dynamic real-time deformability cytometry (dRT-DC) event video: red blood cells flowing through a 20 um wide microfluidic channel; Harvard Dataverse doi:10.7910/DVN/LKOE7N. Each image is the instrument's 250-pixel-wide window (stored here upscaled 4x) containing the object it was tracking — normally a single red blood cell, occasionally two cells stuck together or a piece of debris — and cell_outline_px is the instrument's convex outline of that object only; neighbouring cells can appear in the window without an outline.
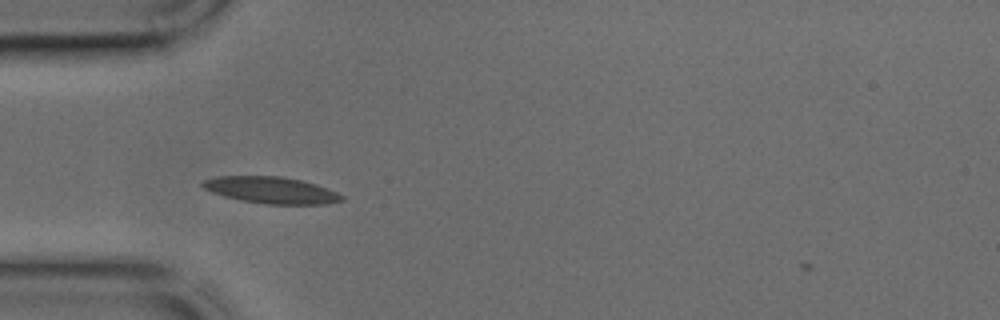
{"species": "common noctule bat (a hibernating species)", "species_latin": "Nyctalus noctula", "temperature_condition": "cold", "stored_images_in_passage": 32, "camera_frame_rate_fps": 3000, "um_per_image_px": 0.085, "animal": {"sex": "male", "body_mass_g": 17.9, "forearm_length_mm": 54.2}, "frame": {"image": 1, "passage_image": 1, "time_ms": 0.0, "image_size_px": [1000, 320], "cell_outline_px": [[344, 200], [324, 204], [268, 204], [244, 200], [224, 196], [212, 192], [204, 188], [200, 184], [204, 180], [216, 176], [280, 176], [300, 180], [316, 184], [336, 192], [344, 196]], "centroid_in_image_um": [23.05, 16.15], "position_along_channel_um": 61.9, "area_um2": 21.33}}
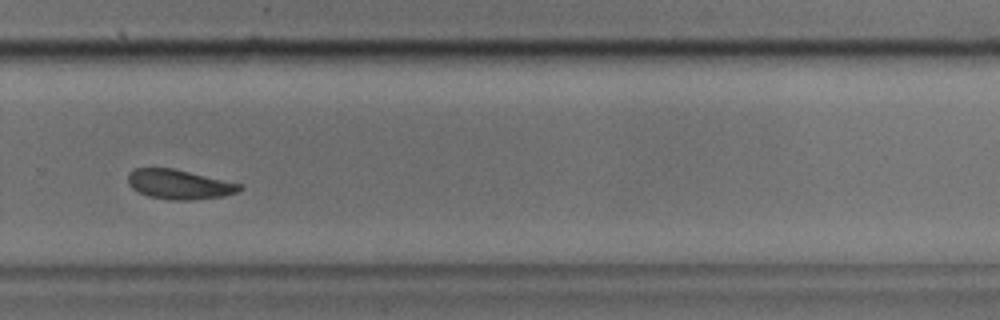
{"frame": {"image": 2, "passage_image": 18, "time_ms": 5.667, "image_size_px": [1000, 320], "cell_outline_px": [[244, 188], [240, 192], [224, 196], [192, 200], [176, 200], [148, 196], [132, 188], [128, 184], [128, 172], [136, 168], [172, 168], [244, 184]], "centroid_in_image_um": [15.29, 15.67], "position_along_channel_um": 314.5, "area_um2": 19.36}}
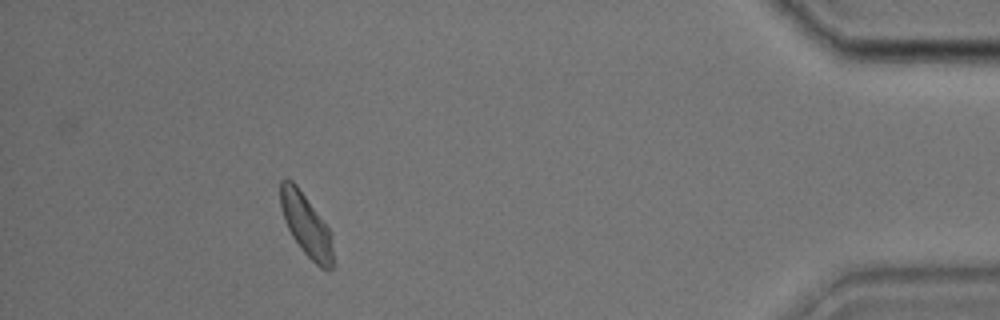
{"frame": {"image": 3, "passage_image": 28, "time_ms": 9.0, "image_size_px": [1000, 320], "cell_outline_px": [[332, 268], [328, 272], [320, 268], [300, 248], [292, 236], [284, 220], [280, 208], [280, 180], [292, 180], [296, 184], [332, 232]], "centroid_in_image_um": [26.02, 19.14], "position_along_channel_um": 409.2, "area_um2": 19.07}}